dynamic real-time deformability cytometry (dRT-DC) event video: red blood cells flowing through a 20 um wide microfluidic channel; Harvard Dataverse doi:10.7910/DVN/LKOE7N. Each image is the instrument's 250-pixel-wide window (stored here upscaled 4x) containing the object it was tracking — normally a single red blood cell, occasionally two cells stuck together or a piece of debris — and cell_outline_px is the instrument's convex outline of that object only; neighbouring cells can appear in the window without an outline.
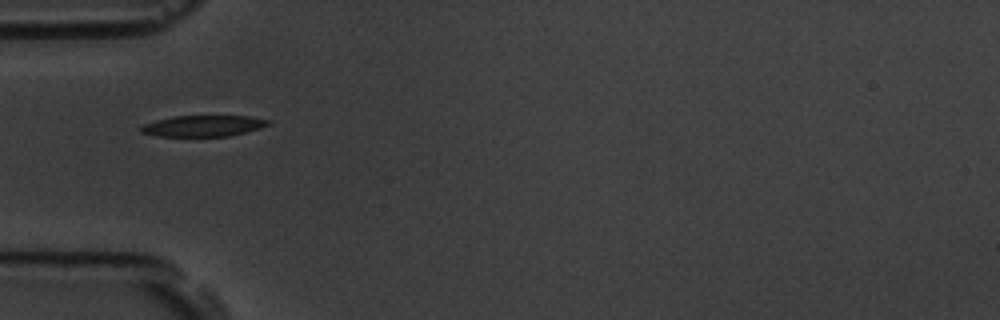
{"species": "common noctule bat (a hibernating species)", "species_latin": "Nyctalus noctula", "temperature_condition": "room temperature", "stored_images_in_passage": 11, "camera_frame_rate_fps": 3000, "um_per_image_px": 0.085, "animal": {"sex": "male", "body_mass_g": 19.5, "forearm_length_mm": 54.6}, "frame": {"image": 1, "passage_image": 1, "time_ms": 0.0, "image_size_px": [1000, 320], "cell_outline_px": [[272, 124], [260, 128], [228, 136], [156, 136], [140, 132], [140, 128], [144, 124], [156, 120], [172, 116], [252, 116], [268, 120]], "centroid_in_image_um": [17.27, 10.69], "position_along_channel_um": 67.7, "area_um2": 15.61}}
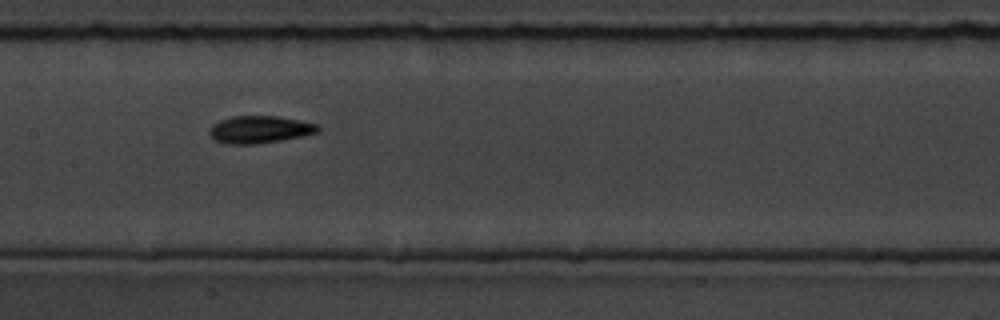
{"frame": {"image": 2, "passage_image": 4, "time_ms": 3.333, "image_size_px": [1000, 320], "cell_outline_px": [[320, 128], [316, 132], [300, 136], [280, 140], [256, 144], [228, 144], [216, 140], [208, 132], [212, 124], [220, 120], [232, 116], [280, 116], [320, 124]], "centroid_in_image_um": [22.07, 10.99], "position_along_channel_um": 185.3, "area_um2": 17.22}}
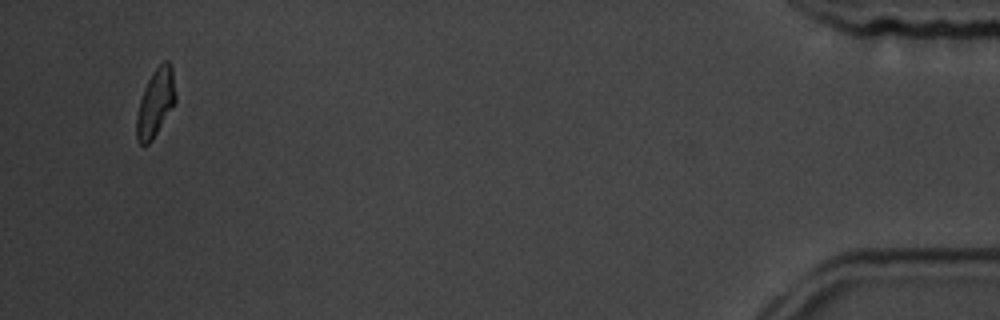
{"frame": {"image": 3, "passage_image": 11, "time_ms": 12.333, "image_size_px": [1000, 320], "cell_outline_px": [[176, 100], [152, 140], [148, 144], [140, 144], [136, 140], [136, 116], [140, 100], [144, 88], [152, 72], [164, 60], [168, 60], [172, 64], [176, 96]], "centroid_in_image_um": [13.21, 8.71], "position_along_channel_um": 422.0, "area_um2": 15.32}, "authors_computed_cell_mechanics": {"area_um2": 16.0684, "velocity_mm_per_s": 3.5293, "shape_relaxation_time_tau1_ms": 2.1244, "shape_relaxation_time_tau2_ms": 2.7936, "deformation_change_tau1": 0.0898, "deformation_change_tau2": 0.0534}}